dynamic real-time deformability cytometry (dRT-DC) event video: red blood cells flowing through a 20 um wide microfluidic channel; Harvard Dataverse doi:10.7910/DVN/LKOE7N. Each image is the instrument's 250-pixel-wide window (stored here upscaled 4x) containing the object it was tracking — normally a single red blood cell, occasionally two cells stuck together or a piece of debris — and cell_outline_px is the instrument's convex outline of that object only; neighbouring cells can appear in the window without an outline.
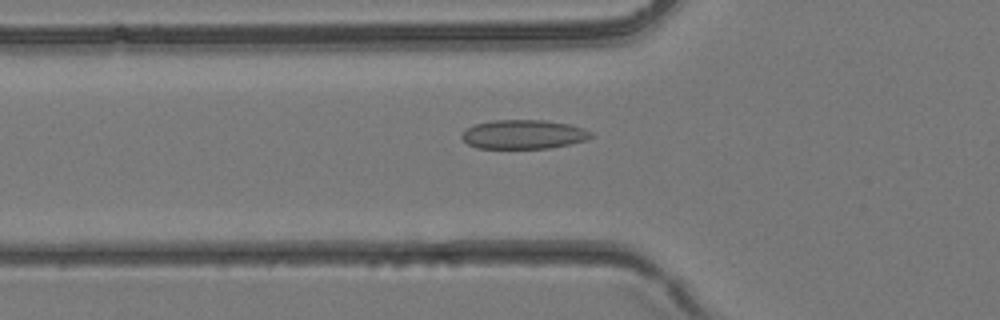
{"species": "common noctule bat (a hibernating species)", "species_latin": "Nyctalus noctula", "temperature_condition": "room temperature", "stored_images_in_passage": 39, "camera_frame_rate_fps": 3000, "um_per_image_px": 0.085, "animal": {"sex": "female", "body_mass_g": 24.6, "forearm_length_mm": 56.2}, "frame": {"image": 1, "passage_image": 14, "time_ms": 4.333, "image_size_px": [1000, 320], "cell_outline_px": [[592, 136], [584, 140], [568, 144], [548, 148], [476, 148], [468, 144], [460, 136], [468, 128], [476, 124], [492, 120], [544, 120], [568, 124], [584, 128], [592, 132]], "centroid_in_image_um": [44.49, 11.42], "position_along_channel_um": 81.3, "area_um2": 21.68}}
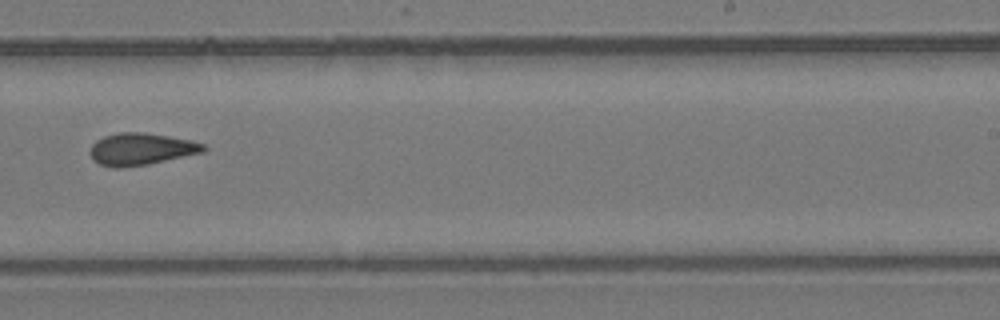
{"frame": {"image": 2, "passage_image": 25, "time_ms": 8.0, "image_size_px": [1000, 320], "cell_outline_px": [[208, 148], [204, 152], [148, 164], [120, 168], [112, 168], [100, 164], [92, 160], [88, 152], [92, 144], [96, 140], [104, 136], [120, 132], [144, 132], [192, 140], [204, 144]], "centroid_in_image_um": [11.97, 12.67], "position_along_channel_um": 277.0, "area_um2": 21.39}}
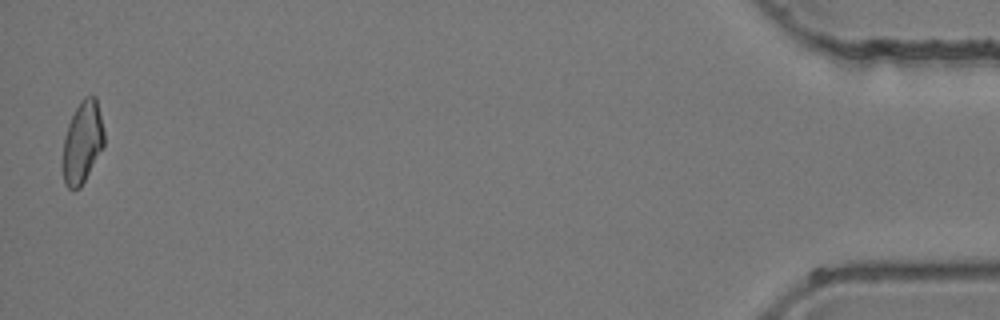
{"frame": {"image": 3, "passage_image": 39, "time_ms": 12.667, "image_size_px": [1000, 320], "cell_outline_px": [[104, 148], [80, 188], [68, 188], [64, 184], [64, 136], [68, 124], [80, 100], [84, 96], [96, 96], [104, 132]], "centroid_in_image_um": [7.03, 12.07], "position_along_channel_um": 428.2, "area_um2": 19.59}}